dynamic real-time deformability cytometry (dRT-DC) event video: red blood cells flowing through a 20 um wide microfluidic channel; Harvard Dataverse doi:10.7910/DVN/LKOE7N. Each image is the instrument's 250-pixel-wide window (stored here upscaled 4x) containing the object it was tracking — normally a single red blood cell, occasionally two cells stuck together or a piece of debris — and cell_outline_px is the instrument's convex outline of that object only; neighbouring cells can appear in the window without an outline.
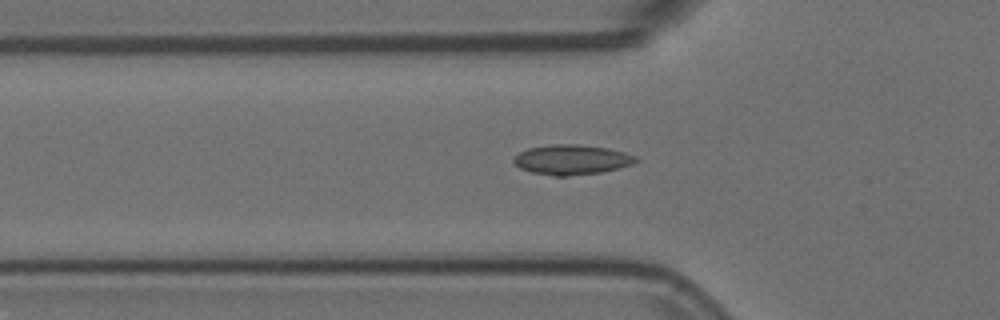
{"species": "Egyptian fruit bat (a non-hibernating species)", "species_latin": "Rousettus aegyptiacus", "temperature_condition": "room temperature", "stored_images_in_passage": 46, "camera_frame_rate_fps": 3000, "um_per_image_px": 0.085, "animal": {"sex": "female"}, "frame": {"image": 1, "passage_image": 15, "time_ms": 4.667, "image_size_px": [1000, 320], "cell_outline_px": [[640, 160], [632, 164], [600, 172], [568, 176], [556, 176], [532, 172], [520, 168], [512, 160], [520, 152], [528, 148], [552, 144], [580, 144], [608, 148], [624, 152], [636, 156]], "centroid_in_image_um": [48.6, 13.56], "position_along_channel_um": 77.2, "area_um2": 21.15}}
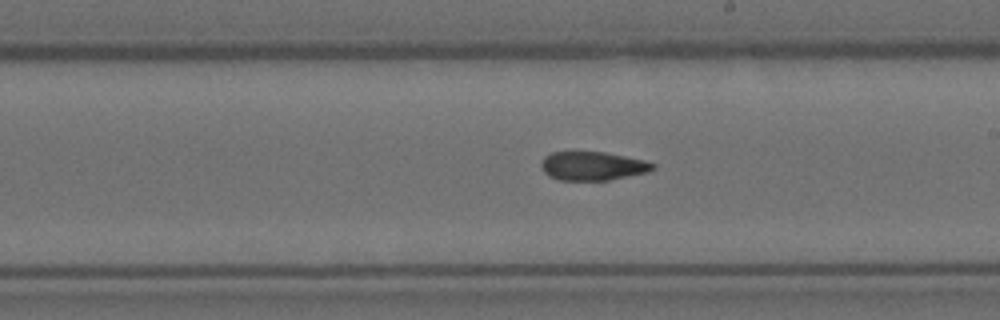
{"frame": {"image": 2, "passage_image": 28, "time_ms": 9.0, "image_size_px": [1000, 320], "cell_outline_px": [[656, 168], [648, 172], [608, 180], [560, 180], [548, 176], [544, 172], [540, 164], [544, 156], [552, 152], [604, 152], [644, 160], [656, 164]], "centroid_in_image_um": [50.37, 14.11], "position_along_channel_um": 238.6, "area_um2": 18.67}}
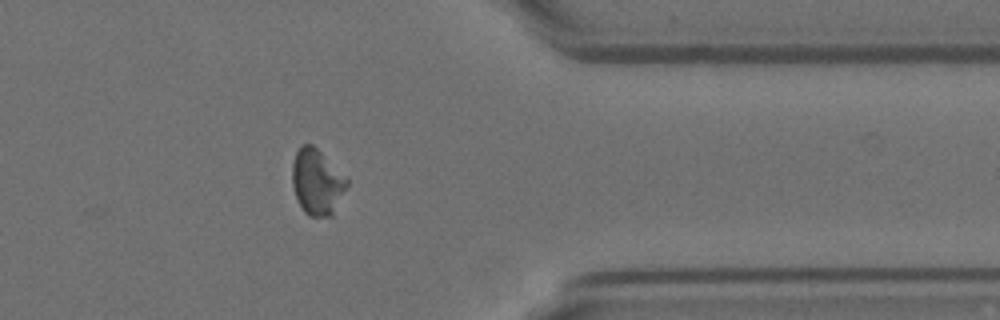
{"frame": {"image": 3, "passage_image": 41, "time_ms": 13.333, "image_size_px": [1000, 320], "cell_outline_px": [[348, 184], [332, 216], [308, 216], [304, 212], [296, 196], [292, 184], [292, 164], [296, 152], [304, 144], [312, 144], [348, 180]], "centroid_in_image_um": [26.92, 15.49], "position_along_channel_um": 384.5, "area_um2": 20.46}, "authors_computed_cell_mechanics": {"area_um2": 19.9699, "velocity_mm_per_s": 3.7094, "shape_relaxation_time_tau1_ms": null, "shape_relaxation_time_tau2_ms": 3.9299, "deformation_change_tau1": null, "deformation_change_tau2": 0.0891}}